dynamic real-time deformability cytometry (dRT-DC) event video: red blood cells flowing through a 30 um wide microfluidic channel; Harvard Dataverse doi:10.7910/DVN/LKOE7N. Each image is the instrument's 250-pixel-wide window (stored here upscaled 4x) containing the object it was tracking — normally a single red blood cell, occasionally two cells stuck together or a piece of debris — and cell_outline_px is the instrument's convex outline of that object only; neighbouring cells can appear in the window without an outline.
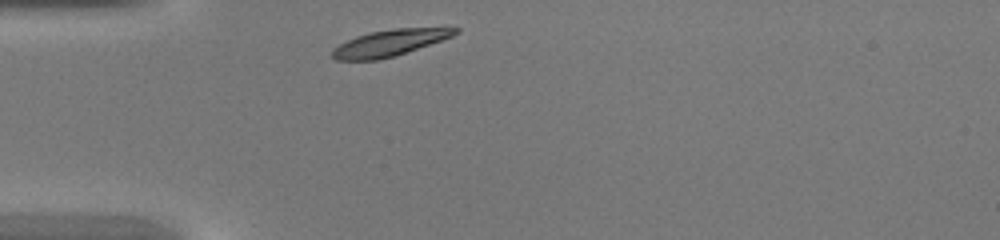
{"species": "common noctule bat (a hibernating species)", "species_latin": "Nyctalus noctula", "temperature_condition": "warm", "stored_images_in_passage": 26, "camera_frame_rate_fps": 3000, "um_per_image_px": 0.085, "animal": {"sex": "female", "body_mass_g": 20.0, "forearm_length_mm": 54.0}, "frame": {"image": 1, "passage_image": 1, "time_ms": 0.0, "image_size_px": [1000, 240], "cell_outline_px": [[460, 32], [452, 36], [392, 56], [376, 60], [336, 60], [328, 56], [332, 48], [356, 36], [368, 32], [392, 28], [460, 28]], "centroid_in_image_um": [33.01, 3.64], "position_along_channel_um": 52.0, "area_um2": 18.61}}
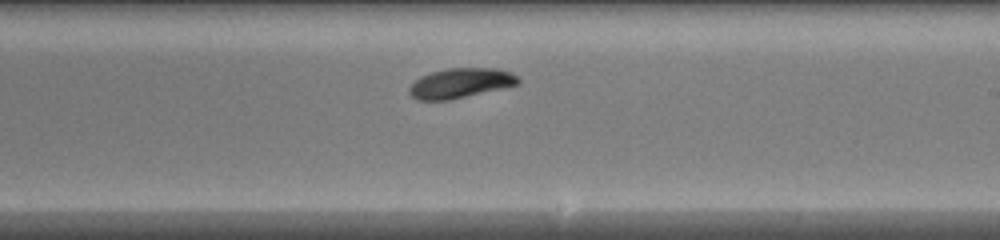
{"frame": {"image": 2, "passage_image": 15, "time_ms": 4.667, "image_size_px": [1000, 240], "cell_outline_px": [[520, 84], [448, 100], [416, 100], [408, 92], [408, 88], [420, 76], [432, 72], [448, 68], [496, 68], [508, 72], [516, 76], [520, 80]], "centroid_in_image_um": [39.11, 7.06], "position_along_channel_um": 249.9, "area_um2": 18.73}}
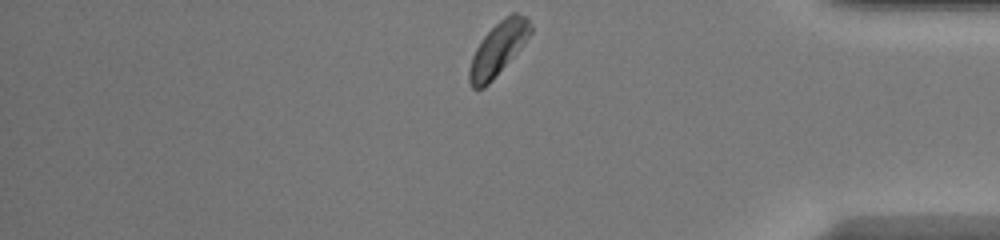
{"frame": {"image": 3, "passage_image": 26, "time_ms": 8.333, "image_size_px": [1000, 240], "cell_outline_px": [[532, 32], [492, 80], [484, 88], [472, 88], [468, 80], [468, 68], [472, 56], [476, 48], [484, 36], [504, 16], [512, 12], [516, 12], [524, 16], [528, 20], [532, 28]], "centroid_in_image_um": [42.3, 4.14], "position_along_channel_um": 392.9, "area_um2": 18.44}}